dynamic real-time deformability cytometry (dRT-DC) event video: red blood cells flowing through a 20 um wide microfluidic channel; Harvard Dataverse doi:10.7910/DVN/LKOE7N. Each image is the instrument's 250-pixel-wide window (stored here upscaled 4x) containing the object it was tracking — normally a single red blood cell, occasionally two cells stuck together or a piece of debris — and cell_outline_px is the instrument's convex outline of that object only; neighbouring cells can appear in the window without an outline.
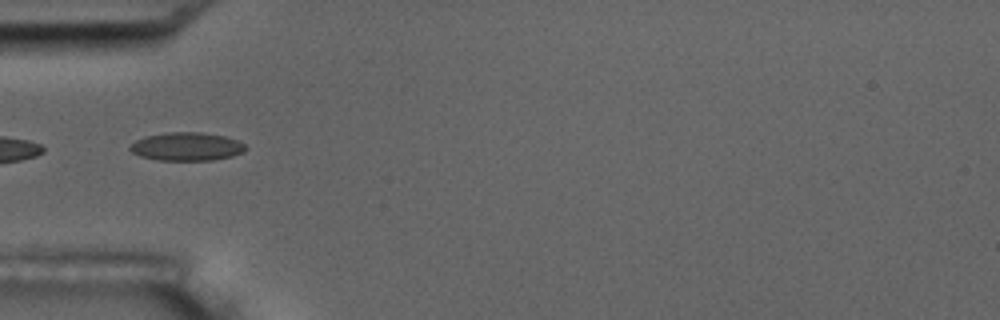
{"species": "common noctule bat (a hibernating species)", "species_latin": "Nyctalus noctula", "temperature_condition": "room temperature", "stored_images_in_passage": 8, "camera_frame_rate_fps": 3000, "um_per_image_px": 0.085, "animal": {"sex": "male", "body_mass_g": 17.5, "forearm_length_mm": 52.3}, "frame": {"image": 1, "passage_image": 4, "time_ms": 4.333, "image_size_px": [1000, 320], "cell_outline_px": [[248, 148], [244, 152], [232, 156], [212, 160], [156, 160], [140, 156], [132, 152], [128, 148], [136, 140], [144, 136], [168, 132], [200, 132], [224, 136], [236, 140], [244, 144]], "centroid_in_image_um": [15.86, 12.46], "position_along_channel_um": 69.1, "area_um2": 19.07}}
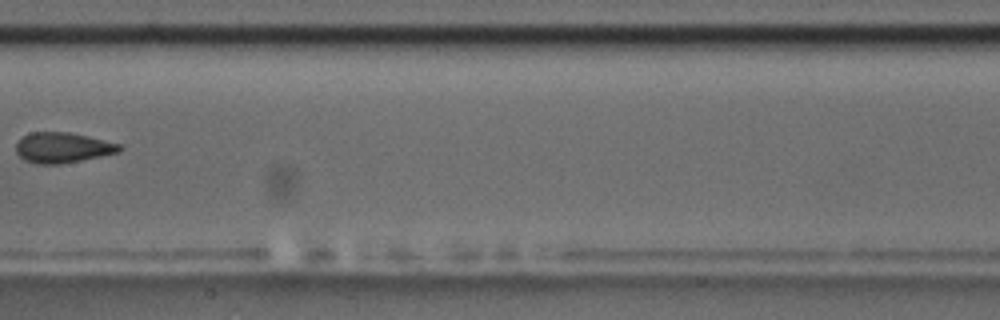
{"frame": {"image": 2, "passage_image": 7, "time_ms": 8.0, "image_size_px": [1000, 320], "cell_outline_px": [[124, 148], [120, 152], [60, 164], [36, 164], [24, 160], [16, 152], [16, 144], [28, 132], [68, 132], [88, 136], [120, 144]], "centroid_in_image_um": [5.32, 12.55], "position_along_channel_um": 202.1, "area_um2": 18.26}}
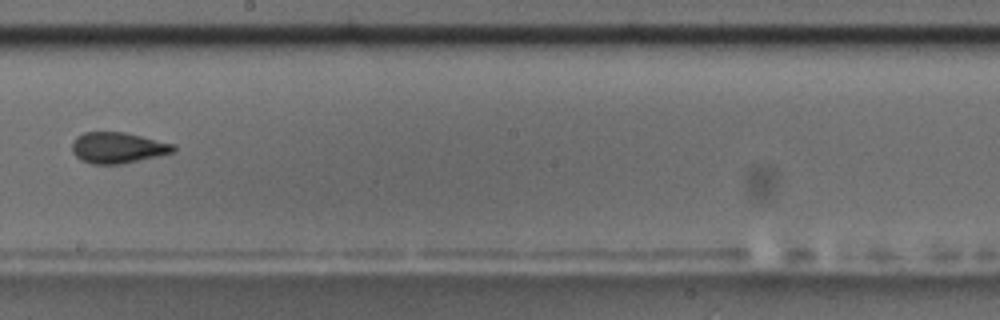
{"frame": {"image": 3, "passage_image": 8, "time_ms": 9.0, "image_size_px": [1000, 320], "cell_outline_px": [[176, 148], [172, 152], [120, 164], [92, 164], [80, 160], [72, 152], [72, 140], [76, 136], [84, 132], [124, 132], [176, 144]], "centroid_in_image_um": [9.96, 12.54], "position_along_channel_um": 238.2, "area_um2": 18.21}}